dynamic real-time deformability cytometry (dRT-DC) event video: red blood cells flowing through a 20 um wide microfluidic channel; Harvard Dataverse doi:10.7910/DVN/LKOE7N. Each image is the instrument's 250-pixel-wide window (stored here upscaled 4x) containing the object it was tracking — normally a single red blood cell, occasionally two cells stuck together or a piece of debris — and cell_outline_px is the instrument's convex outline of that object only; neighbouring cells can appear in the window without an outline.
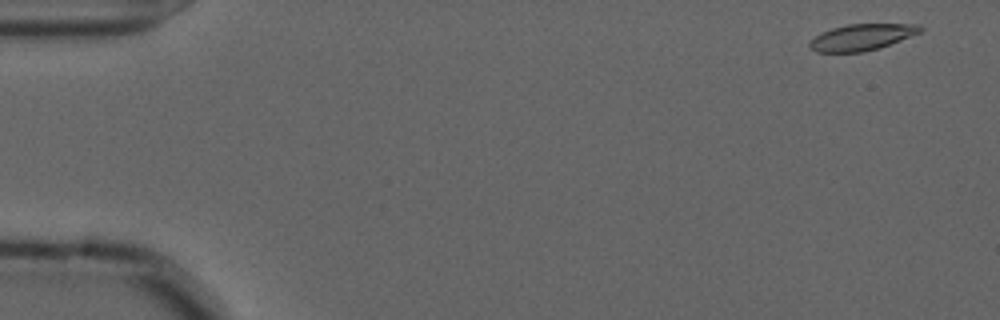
{"species": "common noctule bat (a hibernating species)", "species_latin": "Nyctalus noctula", "temperature_condition": "cold", "stored_images_in_passage": 56, "camera_frame_rate_fps": 3000, "um_per_image_px": 0.085, "animal": {"sex": "male", "forearm_length_mm": 52.5}, "frame": {"image": 1, "passage_image": 2, "time_ms": 0.333, "image_size_px": [1000, 320], "cell_outline_px": [[924, 28], [920, 32], [880, 48], [864, 52], [816, 52], [808, 48], [808, 44], [820, 32], [832, 28], [848, 24], [920, 24]], "centroid_in_image_um": [73.23, 3.16], "position_along_channel_um": 11.8, "area_um2": 16.99}}
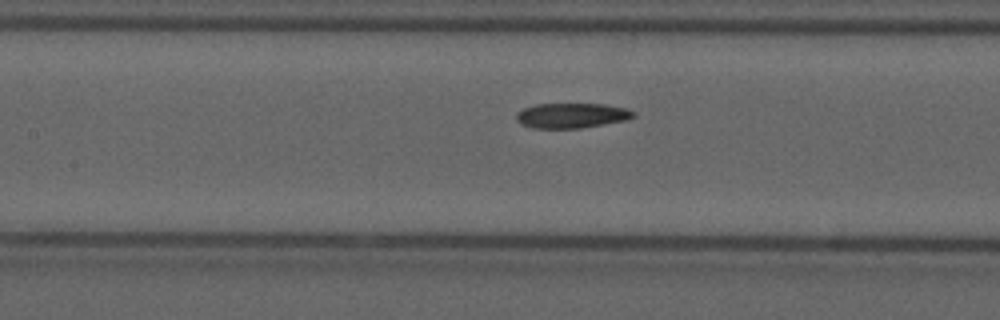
{"frame": {"image": 2, "passage_image": 25, "time_ms": 8.0, "image_size_px": [1000, 320], "cell_outline_px": [[636, 116], [628, 120], [580, 128], [532, 128], [520, 124], [516, 120], [516, 112], [524, 108], [536, 104], [604, 104], [624, 108], [636, 112]], "centroid_in_image_um": [48.58, 9.82], "position_along_channel_um": 158.8, "area_um2": 17.17}}
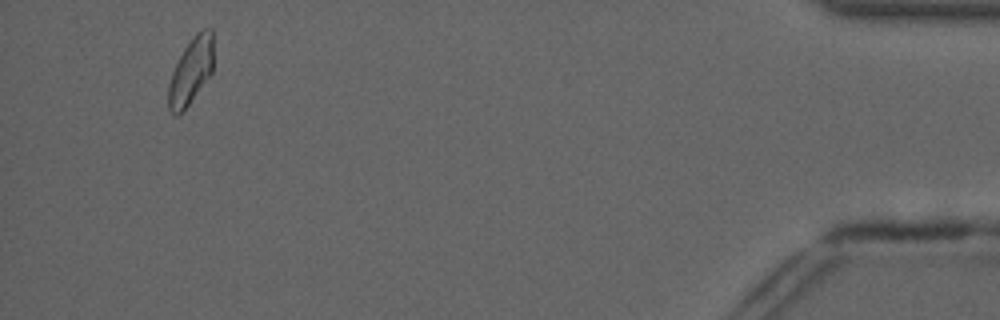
{"frame": {"image": 3, "passage_image": 53, "time_ms": 17.333, "image_size_px": [1000, 320], "cell_outline_px": [[212, 72], [184, 112], [176, 116], [168, 108], [168, 84], [172, 72], [184, 48], [196, 32], [204, 28], [212, 28]], "centroid_in_image_um": [16.21, 6.07], "position_along_channel_um": 419.0, "area_um2": 17.4}, "authors_computed_cell_mechanics": {"area_um2": 17.4267, "velocity_mm_per_s": 3.6021, "shape_relaxation_time_tau1_ms": null, "shape_relaxation_time_tau2_ms": 6.2646, "deformation_change_tau1": null, "deformation_change_tau2": 0.1201}}